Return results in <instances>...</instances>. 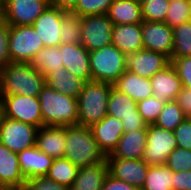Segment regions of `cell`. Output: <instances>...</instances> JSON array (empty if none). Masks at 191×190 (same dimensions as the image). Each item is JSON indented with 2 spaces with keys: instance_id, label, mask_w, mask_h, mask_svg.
Masks as SVG:
<instances>
[{
  "instance_id": "6da1fadb",
  "label": "cell",
  "mask_w": 191,
  "mask_h": 190,
  "mask_svg": "<svg viewBox=\"0 0 191 190\" xmlns=\"http://www.w3.org/2000/svg\"><path fill=\"white\" fill-rule=\"evenodd\" d=\"M65 137L64 158L70 160L78 168L106 161V155L99 148L90 127L65 126Z\"/></svg>"
},
{
  "instance_id": "7a4b0ae2",
  "label": "cell",
  "mask_w": 191,
  "mask_h": 190,
  "mask_svg": "<svg viewBox=\"0 0 191 190\" xmlns=\"http://www.w3.org/2000/svg\"><path fill=\"white\" fill-rule=\"evenodd\" d=\"M45 85V77L30 63L11 62L0 70V95L38 97Z\"/></svg>"
},
{
  "instance_id": "3957f363",
  "label": "cell",
  "mask_w": 191,
  "mask_h": 190,
  "mask_svg": "<svg viewBox=\"0 0 191 190\" xmlns=\"http://www.w3.org/2000/svg\"><path fill=\"white\" fill-rule=\"evenodd\" d=\"M38 98L44 125H78L77 98L62 94L47 85L41 90Z\"/></svg>"
},
{
  "instance_id": "277c9868",
  "label": "cell",
  "mask_w": 191,
  "mask_h": 190,
  "mask_svg": "<svg viewBox=\"0 0 191 190\" xmlns=\"http://www.w3.org/2000/svg\"><path fill=\"white\" fill-rule=\"evenodd\" d=\"M113 84L88 81L83 85L78 102V125L91 127L107 115V103Z\"/></svg>"
},
{
  "instance_id": "5b68a950",
  "label": "cell",
  "mask_w": 191,
  "mask_h": 190,
  "mask_svg": "<svg viewBox=\"0 0 191 190\" xmlns=\"http://www.w3.org/2000/svg\"><path fill=\"white\" fill-rule=\"evenodd\" d=\"M92 81L113 84L126 71V55L113 44L89 53Z\"/></svg>"
},
{
  "instance_id": "8992f818",
  "label": "cell",
  "mask_w": 191,
  "mask_h": 190,
  "mask_svg": "<svg viewBox=\"0 0 191 190\" xmlns=\"http://www.w3.org/2000/svg\"><path fill=\"white\" fill-rule=\"evenodd\" d=\"M44 47L32 25L10 26L9 52L11 62L30 63Z\"/></svg>"
},
{
  "instance_id": "52a82bcc",
  "label": "cell",
  "mask_w": 191,
  "mask_h": 190,
  "mask_svg": "<svg viewBox=\"0 0 191 190\" xmlns=\"http://www.w3.org/2000/svg\"><path fill=\"white\" fill-rule=\"evenodd\" d=\"M177 147V140L173 131L148 124L147 144L143 160L149 166L164 165L170 153Z\"/></svg>"
},
{
  "instance_id": "ba28073f",
  "label": "cell",
  "mask_w": 191,
  "mask_h": 190,
  "mask_svg": "<svg viewBox=\"0 0 191 190\" xmlns=\"http://www.w3.org/2000/svg\"><path fill=\"white\" fill-rule=\"evenodd\" d=\"M4 104L5 117L33 125L44 126L38 97L28 95H0Z\"/></svg>"
},
{
  "instance_id": "9c48e42d",
  "label": "cell",
  "mask_w": 191,
  "mask_h": 190,
  "mask_svg": "<svg viewBox=\"0 0 191 190\" xmlns=\"http://www.w3.org/2000/svg\"><path fill=\"white\" fill-rule=\"evenodd\" d=\"M114 24L107 14L81 17V42L89 52L112 44Z\"/></svg>"
},
{
  "instance_id": "30bf717a",
  "label": "cell",
  "mask_w": 191,
  "mask_h": 190,
  "mask_svg": "<svg viewBox=\"0 0 191 190\" xmlns=\"http://www.w3.org/2000/svg\"><path fill=\"white\" fill-rule=\"evenodd\" d=\"M38 128L18 120L4 118L0 126V143L15 153L36 145Z\"/></svg>"
},
{
  "instance_id": "8fae6325",
  "label": "cell",
  "mask_w": 191,
  "mask_h": 190,
  "mask_svg": "<svg viewBox=\"0 0 191 190\" xmlns=\"http://www.w3.org/2000/svg\"><path fill=\"white\" fill-rule=\"evenodd\" d=\"M49 6V0H4L3 19L10 26L33 25Z\"/></svg>"
},
{
  "instance_id": "7c38bea8",
  "label": "cell",
  "mask_w": 191,
  "mask_h": 190,
  "mask_svg": "<svg viewBox=\"0 0 191 190\" xmlns=\"http://www.w3.org/2000/svg\"><path fill=\"white\" fill-rule=\"evenodd\" d=\"M108 174L141 190L149 165L143 159L106 158Z\"/></svg>"
},
{
  "instance_id": "4fadbf2b",
  "label": "cell",
  "mask_w": 191,
  "mask_h": 190,
  "mask_svg": "<svg viewBox=\"0 0 191 190\" xmlns=\"http://www.w3.org/2000/svg\"><path fill=\"white\" fill-rule=\"evenodd\" d=\"M171 63L163 53L142 49L126 55V70L150 79Z\"/></svg>"
},
{
  "instance_id": "5bb4252c",
  "label": "cell",
  "mask_w": 191,
  "mask_h": 190,
  "mask_svg": "<svg viewBox=\"0 0 191 190\" xmlns=\"http://www.w3.org/2000/svg\"><path fill=\"white\" fill-rule=\"evenodd\" d=\"M142 40L146 50L156 51L171 57L173 30L165 22L142 21Z\"/></svg>"
},
{
  "instance_id": "9a60e30c",
  "label": "cell",
  "mask_w": 191,
  "mask_h": 190,
  "mask_svg": "<svg viewBox=\"0 0 191 190\" xmlns=\"http://www.w3.org/2000/svg\"><path fill=\"white\" fill-rule=\"evenodd\" d=\"M64 68L85 82L92 81L89 51L80 43L59 44Z\"/></svg>"
},
{
  "instance_id": "2e32d148",
  "label": "cell",
  "mask_w": 191,
  "mask_h": 190,
  "mask_svg": "<svg viewBox=\"0 0 191 190\" xmlns=\"http://www.w3.org/2000/svg\"><path fill=\"white\" fill-rule=\"evenodd\" d=\"M64 11L49 6L33 23L44 47L59 46L61 43L60 28Z\"/></svg>"
},
{
  "instance_id": "e0dca14e",
  "label": "cell",
  "mask_w": 191,
  "mask_h": 190,
  "mask_svg": "<svg viewBox=\"0 0 191 190\" xmlns=\"http://www.w3.org/2000/svg\"><path fill=\"white\" fill-rule=\"evenodd\" d=\"M90 128L94 139L105 155L113 152L124 133L121 120L110 115H106L101 121L93 124Z\"/></svg>"
},
{
  "instance_id": "ac0fdd59",
  "label": "cell",
  "mask_w": 191,
  "mask_h": 190,
  "mask_svg": "<svg viewBox=\"0 0 191 190\" xmlns=\"http://www.w3.org/2000/svg\"><path fill=\"white\" fill-rule=\"evenodd\" d=\"M17 156L21 174L26 180L47 176L54 160L39 150L36 145L17 153Z\"/></svg>"
},
{
  "instance_id": "d6986e66",
  "label": "cell",
  "mask_w": 191,
  "mask_h": 190,
  "mask_svg": "<svg viewBox=\"0 0 191 190\" xmlns=\"http://www.w3.org/2000/svg\"><path fill=\"white\" fill-rule=\"evenodd\" d=\"M25 182L17 153L0 143V187L3 190L24 188Z\"/></svg>"
},
{
  "instance_id": "ffe728a7",
  "label": "cell",
  "mask_w": 191,
  "mask_h": 190,
  "mask_svg": "<svg viewBox=\"0 0 191 190\" xmlns=\"http://www.w3.org/2000/svg\"><path fill=\"white\" fill-rule=\"evenodd\" d=\"M65 144V126L44 125L38 128L36 146L51 158H64Z\"/></svg>"
},
{
  "instance_id": "44dd1931",
  "label": "cell",
  "mask_w": 191,
  "mask_h": 190,
  "mask_svg": "<svg viewBox=\"0 0 191 190\" xmlns=\"http://www.w3.org/2000/svg\"><path fill=\"white\" fill-rule=\"evenodd\" d=\"M150 81L153 89V96L163 102L175 100L183 87L171 63L151 77Z\"/></svg>"
},
{
  "instance_id": "7402d4cb",
  "label": "cell",
  "mask_w": 191,
  "mask_h": 190,
  "mask_svg": "<svg viewBox=\"0 0 191 190\" xmlns=\"http://www.w3.org/2000/svg\"><path fill=\"white\" fill-rule=\"evenodd\" d=\"M147 144V129L124 132L117 147L106 158L142 159Z\"/></svg>"
},
{
  "instance_id": "603a6c76",
  "label": "cell",
  "mask_w": 191,
  "mask_h": 190,
  "mask_svg": "<svg viewBox=\"0 0 191 190\" xmlns=\"http://www.w3.org/2000/svg\"><path fill=\"white\" fill-rule=\"evenodd\" d=\"M112 44L125 55L144 49L141 23L114 25Z\"/></svg>"
},
{
  "instance_id": "cb8c5ba5",
  "label": "cell",
  "mask_w": 191,
  "mask_h": 190,
  "mask_svg": "<svg viewBox=\"0 0 191 190\" xmlns=\"http://www.w3.org/2000/svg\"><path fill=\"white\" fill-rule=\"evenodd\" d=\"M113 87L120 92L126 93L136 102L153 96L150 79L143 78L127 70L113 83Z\"/></svg>"
},
{
  "instance_id": "d4e9b609",
  "label": "cell",
  "mask_w": 191,
  "mask_h": 190,
  "mask_svg": "<svg viewBox=\"0 0 191 190\" xmlns=\"http://www.w3.org/2000/svg\"><path fill=\"white\" fill-rule=\"evenodd\" d=\"M46 85L62 94L78 98L85 81L66 68L54 70L45 76Z\"/></svg>"
},
{
  "instance_id": "484cf974",
  "label": "cell",
  "mask_w": 191,
  "mask_h": 190,
  "mask_svg": "<svg viewBox=\"0 0 191 190\" xmlns=\"http://www.w3.org/2000/svg\"><path fill=\"white\" fill-rule=\"evenodd\" d=\"M108 175L107 162L78 168L76 179L69 190H101Z\"/></svg>"
},
{
  "instance_id": "4316f807",
  "label": "cell",
  "mask_w": 191,
  "mask_h": 190,
  "mask_svg": "<svg viewBox=\"0 0 191 190\" xmlns=\"http://www.w3.org/2000/svg\"><path fill=\"white\" fill-rule=\"evenodd\" d=\"M114 25L142 23L141 4L136 0H113L107 12Z\"/></svg>"
},
{
  "instance_id": "83f0119b",
  "label": "cell",
  "mask_w": 191,
  "mask_h": 190,
  "mask_svg": "<svg viewBox=\"0 0 191 190\" xmlns=\"http://www.w3.org/2000/svg\"><path fill=\"white\" fill-rule=\"evenodd\" d=\"M107 115L116 117L119 120L122 118L141 116L137 108V102L113 86L108 98Z\"/></svg>"
},
{
  "instance_id": "f1b7e54d",
  "label": "cell",
  "mask_w": 191,
  "mask_h": 190,
  "mask_svg": "<svg viewBox=\"0 0 191 190\" xmlns=\"http://www.w3.org/2000/svg\"><path fill=\"white\" fill-rule=\"evenodd\" d=\"M30 65L38 70L44 77L54 71L63 68L59 46L43 47L30 61Z\"/></svg>"
},
{
  "instance_id": "f546056e",
  "label": "cell",
  "mask_w": 191,
  "mask_h": 190,
  "mask_svg": "<svg viewBox=\"0 0 191 190\" xmlns=\"http://www.w3.org/2000/svg\"><path fill=\"white\" fill-rule=\"evenodd\" d=\"M173 171L164 165L149 166L141 190H173Z\"/></svg>"
},
{
  "instance_id": "4dcf8cb0",
  "label": "cell",
  "mask_w": 191,
  "mask_h": 190,
  "mask_svg": "<svg viewBox=\"0 0 191 190\" xmlns=\"http://www.w3.org/2000/svg\"><path fill=\"white\" fill-rule=\"evenodd\" d=\"M78 167L66 158H57L49 169L47 177L68 188L72 186L76 179Z\"/></svg>"
},
{
  "instance_id": "1f68e13d",
  "label": "cell",
  "mask_w": 191,
  "mask_h": 190,
  "mask_svg": "<svg viewBox=\"0 0 191 190\" xmlns=\"http://www.w3.org/2000/svg\"><path fill=\"white\" fill-rule=\"evenodd\" d=\"M173 50L170 61L174 58L191 56V20L174 27Z\"/></svg>"
},
{
  "instance_id": "d6a6232c",
  "label": "cell",
  "mask_w": 191,
  "mask_h": 190,
  "mask_svg": "<svg viewBox=\"0 0 191 190\" xmlns=\"http://www.w3.org/2000/svg\"><path fill=\"white\" fill-rule=\"evenodd\" d=\"M186 118L183 110L175 100L165 102L154 124L169 131H174Z\"/></svg>"
},
{
  "instance_id": "836d02e7",
  "label": "cell",
  "mask_w": 191,
  "mask_h": 190,
  "mask_svg": "<svg viewBox=\"0 0 191 190\" xmlns=\"http://www.w3.org/2000/svg\"><path fill=\"white\" fill-rule=\"evenodd\" d=\"M60 29L62 44L81 42V17L78 14L64 11Z\"/></svg>"
},
{
  "instance_id": "e575fe53",
  "label": "cell",
  "mask_w": 191,
  "mask_h": 190,
  "mask_svg": "<svg viewBox=\"0 0 191 190\" xmlns=\"http://www.w3.org/2000/svg\"><path fill=\"white\" fill-rule=\"evenodd\" d=\"M191 20V6L188 0H176L169 3L165 23L172 29Z\"/></svg>"
},
{
  "instance_id": "d590c367",
  "label": "cell",
  "mask_w": 191,
  "mask_h": 190,
  "mask_svg": "<svg viewBox=\"0 0 191 190\" xmlns=\"http://www.w3.org/2000/svg\"><path fill=\"white\" fill-rule=\"evenodd\" d=\"M168 0H147L141 4L143 21L164 22L169 8Z\"/></svg>"
},
{
  "instance_id": "8d00e7d4",
  "label": "cell",
  "mask_w": 191,
  "mask_h": 190,
  "mask_svg": "<svg viewBox=\"0 0 191 190\" xmlns=\"http://www.w3.org/2000/svg\"><path fill=\"white\" fill-rule=\"evenodd\" d=\"M112 2L113 0H78L71 12L80 17L107 14Z\"/></svg>"
},
{
  "instance_id": "74e56055",
  "label": "cell",
  "mask_w": 191,
  "mask_h": 190,
  "mask_svg": "<svg viewBox=\"0 0 191 190\" xmlns=\"http://www.w3.org/2000/svg\"><path fill=\"white\" fill-rule=\"evenodd\" d=\"M164 105L165 102L154 96L137 102L138 111L147 124H154Z\"/></svg>"
},
{
  "instance_id": "f35d334b",
  "label": "cell",
  "mask_w": 191,
  "mask_h": 190,
  "mask_svg": "<svg viewBox=\"0 0 191 190\" xmlns=\"http://www.w3.org/2000/svg\"><path fill=\"white\" fill-rule=\"evenodd\" d=\"M165 165L173 172L191 170V150L176 147L170 153Z\"/></svg>"
},
{
  "instance_id": "ab89813d",
  "label": "cell",
  "mask_w": 191,
  "mask_h": 190,
  "mask_svg": "<svg viewBox=\"0 0 191 190\" xmlns=\"http://www.w3.org/2000/svg\"><path fill=\"white\" fill-rule=\"evenodd\" d=\"M183 87L191 88V56H183L171 60Z\"/></svg>"
},
{
  "instance_id": "60d3db41",
  "label": "cell",
  "mask_w": 191,
  "mask_h": 190,
  "mask_svg": "<svg viewBox=\"0 0 191 190\" xmlns=\"http://www.w3.org/2000/svg\"><path fill=\"white\" fill-rule=\"evenodd\" d=\"M10 25L3 21L0 23V70L11 63L9 52Z\"/></svg>"
},
{
  "instance_id": "b9f144b4",
  "label": "cell",
  "mask_w": 191,
  "mask_h": 190,
  "mask_svg": "<svg viewBox=\"0 0 191 190\" xmlns=\"http://www.w3.org/2000/svg\"><path fill=\"white\" fill-rule=\"evenodd\" d=\"M25 190H69L68 187L61 185L47 176L27 179L24 185Z\"/></svg>"
},
{
  "instance_id": "7bdbcfd3",
  "label": "cell",
  "mask_w": 191,
  "mask_h": 190,
  "mask_svg": "<svg viewBox=\"0 0 191 190\" xmlns=\"http://www.w3.org/2000/svg\"><path fill=\"white\" fill-rule=\"evenodd\" d=\"M173 132L177 140V148L191 150V123L187 117Z\"/></svg>"
},
{
  "instance_id": "ee69618b",
  "label": "cell",
  "mask_w": 191,
  "mask_h": 190,
  "mask_svg": "<svg viewBox=\"0 0 191 190\" xmlns=\"http://www.w3.org/2000/svg\"><path fill=\"white\" fill-rule=\"evenodd\" d=\"M173 190H191V170L173 172Z\"/></svg>"
},
{
  "instance_id": "f6af8a7d",
  "label": "cell",
  "mask_w": 191,
  "mask_h": 190,
  "mask_svg": "<svg viewBox=\"0 0 191 190\" xmlns=\"http://www.w3.org/2000/svg\"><path fill=\"white\" fill-rule=\"evenodd\" d=\"M101 190H140V189L128 184L127 182L117 180L108 174L104 180Z\"/></svg>"
},
{
  "instance_id": "bcb514c9",
  "label": "cell",
  "mask_w": 191,
  "mask_h": 190,
  "mask_svg": "<svg viewBox=\"0 0 191 190\" xmlns=\"http://www.w3.org/2000/svg\"><path fill=\"white\" fill-rule=\"evenodd\" d=\"M175 101L183 110L186 117L191 114V88L182 87Z\"/></svg>"
},
{
  "instance_id": "7dc6e473",
  "label": "cell",
  "mask_w": 191,
  "mask_h": 190,
  "mask_svg": "<svg viewBox=\"0 0 191 190\" xmlns=\"http://www.w3.org/2000/svg\"><path fill=\"white\" fill-rule=\"evenodd\" d=\"M121 122L124 127V132H130L137 129H148V124L141 116L122 118Z\"/></svg>"
},
{
  "instance_id": "c3c4849f",
  "label": "cell",
  "mask_w": 191,
  "mask_h": 190,
  "mask_svg": "<svg viewBox=\"0 0 191 190\" xmlns=\"http://www.w3.org/2000/svg\"><path fill=\"white\" fill-rule=\"evenodd\" d=\"M78 0H49V4L52 7L60 8L63 11L70 12L72 11Z\"/></svg>"
},
{
  "instance_id": "681fc988",
  "label": "cell",
  "mask_w": 191,
  "mask_h": 190,
  "mask_svg": "<svg viewBox=\"0 0 191 190\" xmlns=\"http://www.w3.org/2000/svg\"><path fill=\"white\" fill-rule=\"evenodd\" d=\"M4 118H5L4 104L2 97L0 96V126L3 123Z\"/></svg>"
},
{
  "instance_id": "f907efd6",
  "label": "cell",
  "mask_w": 191,
  "mask_h": 190,
  "mask_svg": "<svg viewBox=\"0 0 191 190\" xmlns=\"http://www.w3.org/2000/svg\"><path fill=\"white\" fill-rule=\"evenodd\" d=\"M3 4H0V23L3 22Z\"/></svg>"
},
{
  "instance_id": "816d5d0a",
  "label": "cell",
  "mask_w": 191,
  "mask_h": 190,
  "mask_svg": "<svg viewBox=\"0 0 191 190\" xmlns=\"http://www.w3.org/2000/svg\"><path fill=\"white\" fill-rule=\"evenodd\" d=\"M4 190H25L24 188H13V189H4Z\"/></svg>"
},
{
  "instance_id": "f5cc1de1",
  "label": "cell",
  "mask_w": 191,
  "mask_h": 190,
  "mask_svg": "<svg viewBox=\"0 0 191 190\" xmlns=\"http://www.w3.org/2000/svg\"><path fill=\"white\" fill-rule=\"evenodd\" d=\"M139 4H142V3H144L145 1H147V0H136Z\"/></svg>"
},
{
  "instance_id": "db71d44e",
  "label": "cell",
  "mask_w": 191,
  "mask_h": 190,
  "mask_svg": "<svg viewBox=\"0 0 191 190\" xmlns=\"http://www.w3.org/2000/svg\"><path fill=\"white\" fill-rule=\"evenodd\" d=\"M187 119L190 121L191 123V114L189 116H187Z\"/></svg>"
},
{
  "instance_id": "11a10c76",
  "label": "cell",
  "mask_w": 191,
  "mask_h": 190,
  "mask_svg": "<svg viewBox=\"0 0 191 190\" xmlns=\"http://www.w3.org/2000/svg\"><path fill=\"white\" fill-rule=\"evenodd\" d=\"M0 4H4V0H0Z\"/></svg>"
}]
</instances>
